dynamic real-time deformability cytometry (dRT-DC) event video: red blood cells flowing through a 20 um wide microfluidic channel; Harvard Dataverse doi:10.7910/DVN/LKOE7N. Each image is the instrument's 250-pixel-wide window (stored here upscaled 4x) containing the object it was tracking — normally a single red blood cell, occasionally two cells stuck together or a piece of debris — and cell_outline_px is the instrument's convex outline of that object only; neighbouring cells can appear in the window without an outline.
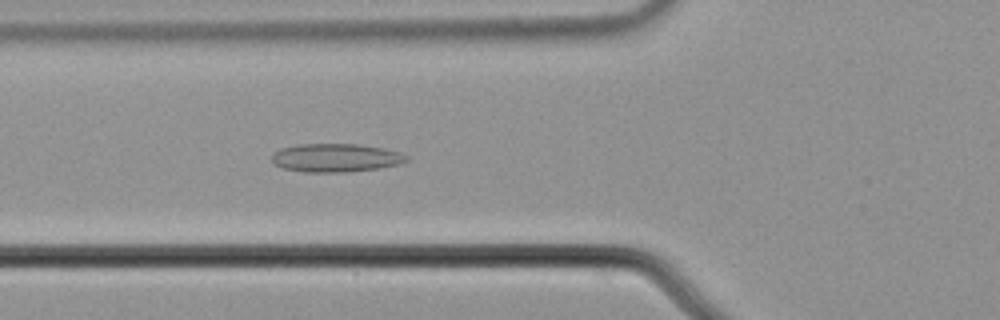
{"species": "common noctule bat (a hibernating species)", "species_latin": "Nyctalus noctula", "temperature_condition": "cold", "stored_images_in_passage": 57, "camera_frame_rate_fps": 3000, "um_per_image_px": 0.085, "animal": {"sex": "male", "body_mass_g": 21.5, "forearm_length_mm": 52.0}, "frame": {"image": 1, "passage_image": 22, "time_ms": 7.0, "image_size_px": [1000, 320], "cell_outline_px": [[408, 160], [400, 164], [380, 168], [348, 172], [304, 172], [284, 168], [272, 164], [272, 156], [280, 148], [296, 144], [356, 144], [384, 148], [400, 152], [408, 156]], "centroid_in_image_um": [28.55, 13.41], "position_along_channel_um": 97.3, "area_um2": 22.43}}
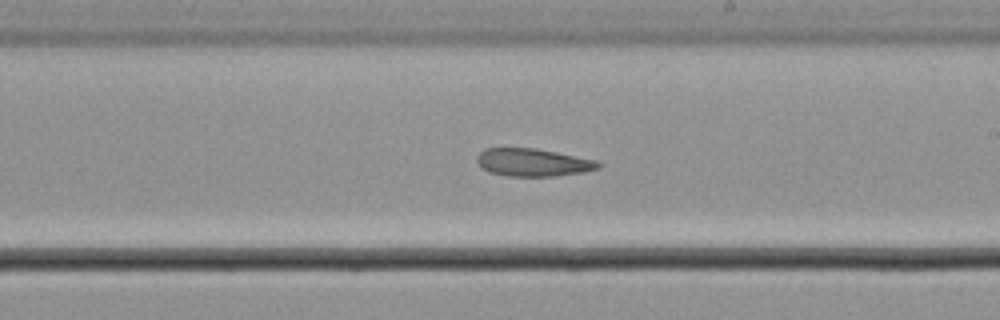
{"frame": {"image": 2, "passage_image": 34, "time_ms": 11.0, "image_size_px": [1000, 320], "cell_outline_px": [[600, 168], [584, 172], [556, 176], [508, 176], [488, 172], [480, 168], [476, 160], [476, 156], [484, 148], [536, 148], [596, 160], [600, 164]], "centroid_in_image_um": [45.26, 13.81], "position_along_channel_um": 243.7, "area_um2": 19.77}}
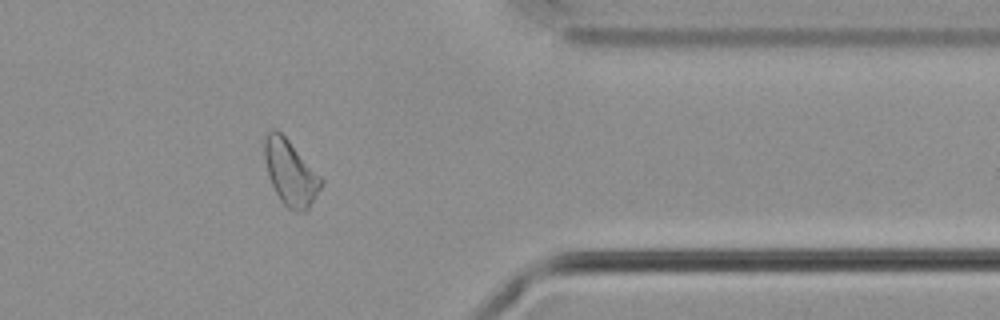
{"frame": {"image": 3, "passage_image": 47, "time_ms": 15.333, "image_size_px": [1000, 320], "cell_outline_px": [[324, 184], [308, 208], [304, 212], [296, 212], [288, 208], [280, 200], [272, 184], [268, 172], [264, 156], [264, 136], [272, 128], [276, 128], [288, 140], [324, 180]], "centroid_in_image_um": [24.69, 14.68], "position_along_channel_um": 386.7, "area_um2": 21.33}}